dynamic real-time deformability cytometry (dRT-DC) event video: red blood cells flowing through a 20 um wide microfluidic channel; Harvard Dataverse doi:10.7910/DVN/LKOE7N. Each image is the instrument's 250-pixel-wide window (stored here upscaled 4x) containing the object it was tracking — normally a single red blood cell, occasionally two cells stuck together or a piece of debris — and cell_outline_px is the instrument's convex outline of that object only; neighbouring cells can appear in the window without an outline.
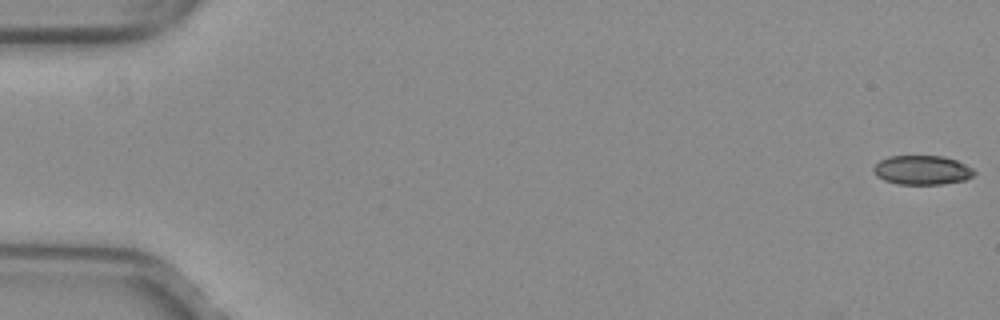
{"species": "common noctule bat (a hibernating species)", "species_latin": "Nyctalus noctula", "temperature_condition": "warm", "stored_images_in_passage": 48, "camera_frame_rate_fps": 3000, "um_per_image_px": 0.085, "animal": {"sex": "female", "body_mass_g": 29.2, "forearm_length_mm": 56.3}, "frame": {"image": 1, "passage_image": 1, "time_ms": 0.0, "image_size_px": [1000, 320], "cell_outline_px": [[976, 172], [972, 176], [964, 180], [940, 184], [896, 184], [884, 180], [876, 176], [872, 168], [880, 160], [888, 156], [944, 156], [956, 160], [972, 168]], "centroid_in_image_um": [78.35, 14.45], "position_along_channel_um": 6.6, "area_um2": 17.11}}
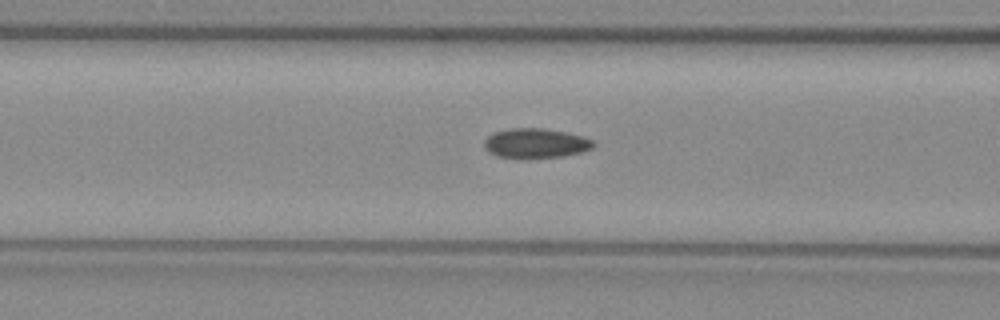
{"frame": {"image": 2, "passage_image": 22, "time_ms": 7.0, "image_size_px": [1000, 320], "cell_outline_px": [[596, 144], [592, 148], [584, 152], [564, 156], [528, 160], [496, 156], [488, 152], [484, 148], [484, 140], [492, 132], [508, 128], [544, 128], [564, 132], [580, 136], [592, 140]], "centroid_in_image_um": [45.49, 12.2], "position_along_channel_um": 121.1, "area_um2": 19.48}}
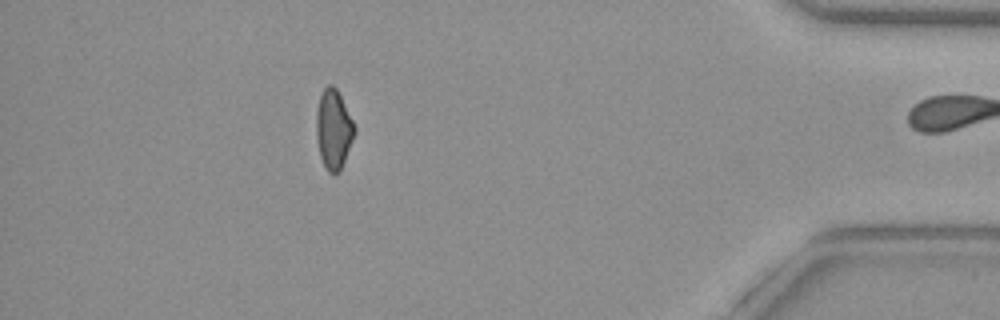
{"frame": {"image": 3, "passage_image": 47, "time_ms": 15.333, "image_size_px": [1000, 320], "cell_outline_px": [[356, 128], [340, 172], [328, 172], [324, 168], [320, 156], [316, 140], [316, 112], [320, 92], [328, 84], [332, 84], [336, 88]], "centroid_in_image_um": [28.31, 10.98], "position_along_channel_um": 406.9, "area_um2": 17.57}, "authors_computed_cell_mechanics": {"area_um2": 18.4382, "velocity_mm_per_s": 4.0389, "shape_relaxation_time_tau1_ms": null, "shape_relaxation_time_tau2_ms": 4.6152, "deformation_change_tau1": null, "deformation_change_tau2": 0.0854}}